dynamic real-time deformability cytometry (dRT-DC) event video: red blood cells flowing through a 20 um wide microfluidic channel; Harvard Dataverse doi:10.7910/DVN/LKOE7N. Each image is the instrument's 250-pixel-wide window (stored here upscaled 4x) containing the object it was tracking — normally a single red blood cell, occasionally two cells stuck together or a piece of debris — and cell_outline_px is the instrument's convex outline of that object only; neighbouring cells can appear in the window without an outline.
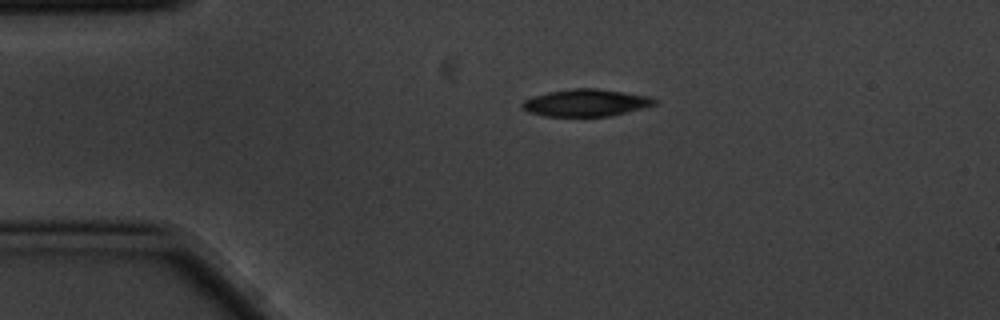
{"species": "common noctule bat (a hibernating species)", "species_latin": "Nyctalus noctula", "temperature_condition": "cold", "stored_images_in_passage": 2, "camera_frame_rate_fps": 3000, "um_per_image_px": 0.085, "animal": {"sex": "male", "body_mass_g": 20.1, "forearm_length_mm": 53.5}, "frame": {"image": 1, "passage_image": 1, "time_ms": 0.0, "image_size_px": [1000, 320], "cell_outline_px": [[656, 104], [608, 116], [544, 116], [528, 112], [520, 104], [524, 100], [532, 96], [548, 92], [572, 88], [596, 88], [652, 96], [656, 100]], "centroid_in_image_um": [49.77, 8.72], "position_along_channel_um": 35.2, "area_um2": 20.81}}